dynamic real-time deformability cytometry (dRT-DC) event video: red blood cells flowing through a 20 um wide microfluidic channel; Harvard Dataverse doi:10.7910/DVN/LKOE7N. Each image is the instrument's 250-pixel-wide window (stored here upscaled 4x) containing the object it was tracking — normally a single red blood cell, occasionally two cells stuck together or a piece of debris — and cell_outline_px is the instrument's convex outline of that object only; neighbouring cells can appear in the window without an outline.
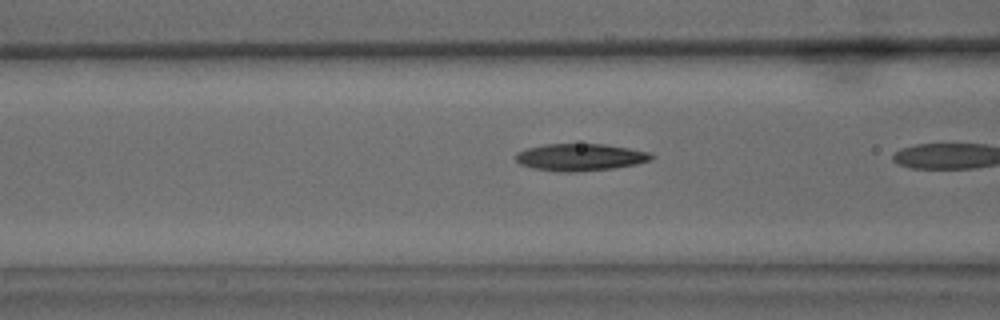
{"species": "common noctule bat (a hibernating species)", "species_latin": "Nyctalus noctula", "temperature_condition": "warm", "stored_images_in_passage": 10, "camera_frame_rate_fps": 3000, "um_per_image_px": 0.085, "animal": {"sex": "male", "body_mass_g": 15.6}, "frame": {"image": 1, "passage_image": 9, "time_ms": 2.667, "image_size_px": [1000, 320], "cell_outline_px": [[656, 156], [652, 160], [636, 164], [612, 168], [576, 172], [560, 172], [532, 168], [520, 164], [516, 160], [516, 152], [528, 148], [544, 144], [604, 144], [652, 152]], "centroid_in_image_um": [49.35, 13.36], "position_along_channel_um": 117.3, "area_um2": 21.56}}